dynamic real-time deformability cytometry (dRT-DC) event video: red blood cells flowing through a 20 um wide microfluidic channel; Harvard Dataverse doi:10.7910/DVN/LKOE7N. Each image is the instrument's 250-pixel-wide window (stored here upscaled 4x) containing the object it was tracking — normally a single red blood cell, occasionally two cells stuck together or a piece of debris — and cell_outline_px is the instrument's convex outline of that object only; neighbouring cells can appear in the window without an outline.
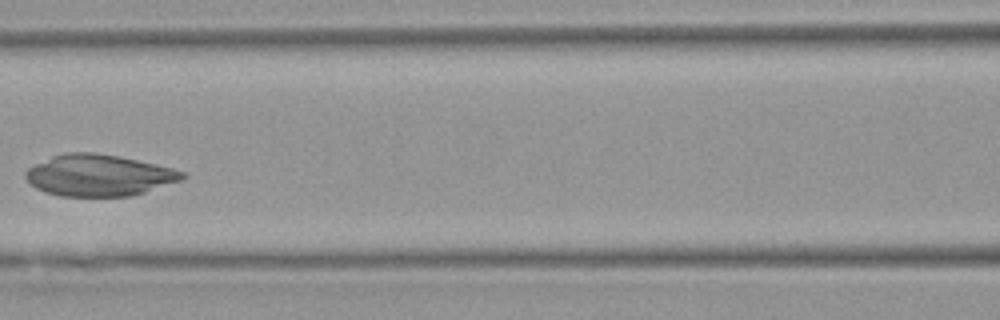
{"species": "Egyptian fruit bat (a non-hibernating species)", "species_latin": "Rousettus aegyptiacus", "temperature_condition": "warm", "stored_images_in_passage": 5, "camera_frame_rate_fps": 3000, "um_per_image_px": 0.085, "animal": {"sex": "female"}, "frame": {"image": 1, "passage_image": 4, "time_ms": 3.667, "image_size_px": [1000, 320], "cell_outline_px": [[188, 176], [180, 180], [132, 196], [60, 196], [44, 192], [28, 184], [24, 176], [24, 172], [28, 168], [52, 156], [64, 152], [92, 152], [116, 156], [136, 160], [172, 168], [184, 172]], "centroid_in_image_um": [8.34, 14.91], "position_along_channel_um": 158.3, "area_um2": 37.74}}
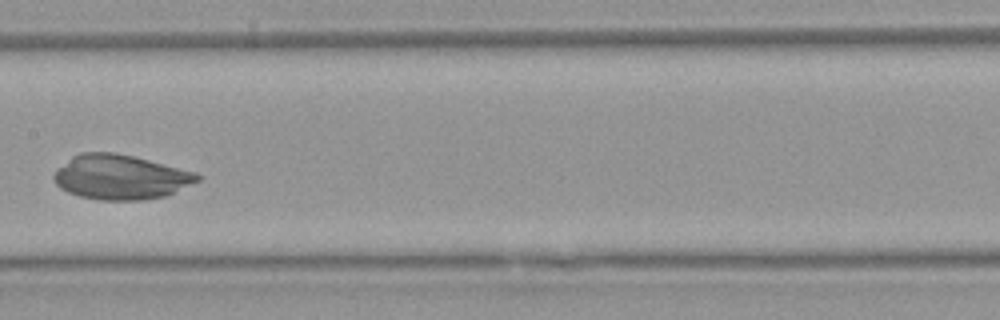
{"frame": {"image": 2, "passage_image": 5, "time_ms": 4.667, "image_size_px": [1000, 320], "cell_outline_px": [[200, 180], [164, 196], [144, 200], [100, 200], [80, 196], [68, 192], [60, 188], [52, 180], [52, 176], [56, 168], [72, 156], [80, 152], [112, 152], [132, 156], [196, 172], [200, 176]], "centroid_in_image_um": [10.18, 15.05], "position_along_channel_um": 197.2, "area_um2": 37.28}}